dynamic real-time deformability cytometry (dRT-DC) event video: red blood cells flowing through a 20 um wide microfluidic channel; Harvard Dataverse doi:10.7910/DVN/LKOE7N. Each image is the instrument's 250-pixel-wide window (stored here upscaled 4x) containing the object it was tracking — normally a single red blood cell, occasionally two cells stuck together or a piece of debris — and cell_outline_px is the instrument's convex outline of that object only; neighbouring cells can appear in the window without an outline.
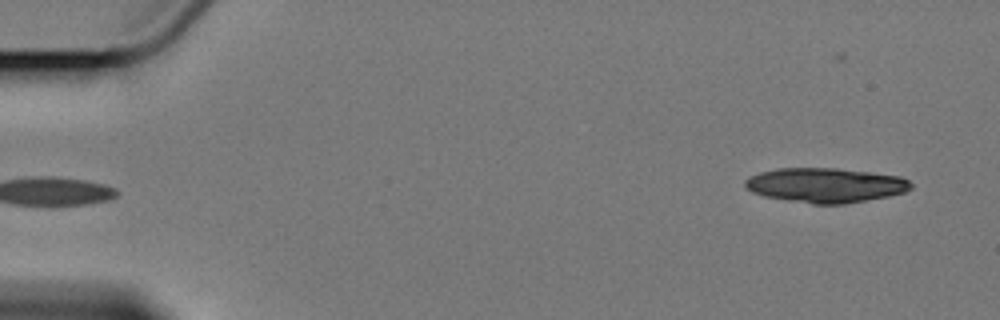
{"species": "Egyptian fruit bat (a non-hibernating species)", "species_latin": "Rousettus aegyptiacus", "temperature_condition": "cold", "stored_images_in_passage": 5, "segment_of_instrument_passage": [2, 2], "camera_frame_rate_fps": 3000, "um_per_image_px": 0.085, "animal": {"sex": "female"}, "frame": {"image": 1, "passage_image": 5, "time_ms": 4.667, "image_size_px": [1000, 320], "cell_outline_px": [[912, 188], [904, 192], [888, 196], [844, 204], [812, 204], [764, 196], [752, 192], [744, 184], [744, 180], [748, 176], [760, 172], [776, 168], [836, 168], [900, 176], [908, 180], [912, 184]], "centroid_in_image_um": [70.14, 15.74], "position_along_channel_um": 14.9, "area_um2": 33.41}}